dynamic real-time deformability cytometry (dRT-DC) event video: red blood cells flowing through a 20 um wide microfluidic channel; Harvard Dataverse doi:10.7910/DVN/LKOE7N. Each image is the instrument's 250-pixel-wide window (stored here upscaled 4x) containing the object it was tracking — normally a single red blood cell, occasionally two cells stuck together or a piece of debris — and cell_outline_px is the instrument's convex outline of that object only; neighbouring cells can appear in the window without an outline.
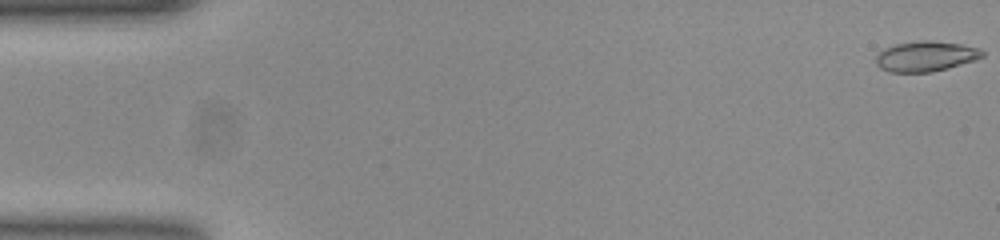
{"species": "common noctule bat (a hibernating species)", "species_latin": "Nyctalus noctula", "temperature_condition": "room temperature", "stored_images_in_passage": 16, "camera_frame_rate_fps": 3000, "um_per_image_px": 0.085, "animal": {"sex": "female", "body_mass_g": 23.0, "forearm_length_mm": 53.4}, "frame": {"image": 1, "passage_image": 1, "time_ms": 0.0, "image_size_px": [1000, 240], "cell_outline_px": [[984, 56], [976, 60], [932, 72], [892, 72], [880, 68], [876, 64], [876, 56], [884, 48], [896, 44], [928, 40], [960, 44], [980, 48], [984, 52]], "centroid_in_image_um": [78.7, 4.79], "position_along_channel_um": 6.3, "area_um2": 18.61}}
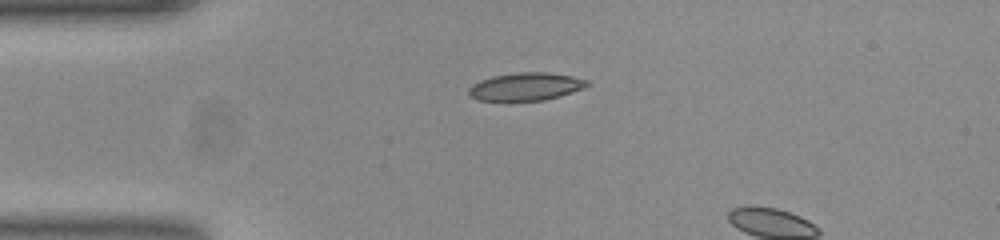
{"frame": {"image": 2, "passage_image": 13, "time_ms": 4.0, "image_size_px": [1000, 240], "cell_outline_px": [[588, 84], [584, 88], [560, 96], [544, 100], [480, 100], [472, 96], [468, 92], [468, 88], [472, 84], [480, 80], [492, 76], [516, 72], [544, 72], [572, 76], [588, 80]], "centroid_in_image_um": [44.69, 7.35], "position_along_channel_um": 40.3, "area_um2": 19.02}}